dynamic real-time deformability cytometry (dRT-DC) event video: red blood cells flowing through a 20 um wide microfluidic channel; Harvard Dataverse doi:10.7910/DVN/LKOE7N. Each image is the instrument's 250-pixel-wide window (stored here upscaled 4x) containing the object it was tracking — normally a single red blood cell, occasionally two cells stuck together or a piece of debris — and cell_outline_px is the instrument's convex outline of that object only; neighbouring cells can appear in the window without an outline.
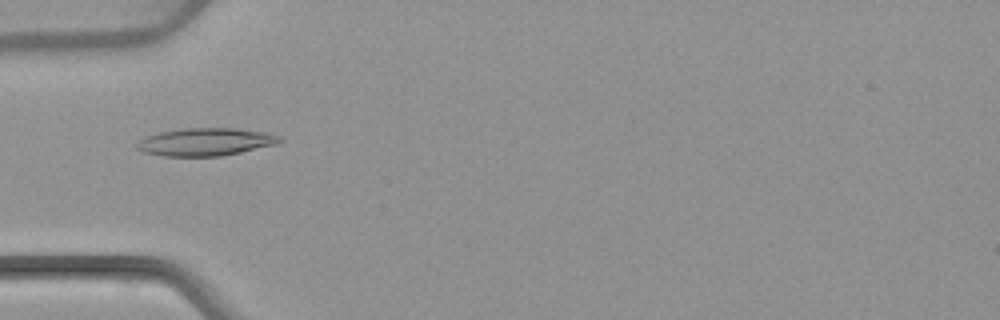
{"species": "common noctule bat (a hibernating species)", "species_latin": "Nyctalus noctula", "temperature_condition": "warm", "stored_images_in_passage": 4, "camera_frame_rate_fps": 3000, "um_per_image_px": 0.085, "animal": {"sex": "female", "body_mass_g": 22.7, "forearm_length_mm": 54.2}, "frame": {"image": 1, "passage_image": 4, "time_ms": 4.333, "image_size_px": [1000, 320], "cell_outline_px": [[284, 140], [276, 144], [240, 152], [220, 156], [164, 156], [144, 152], [136, 148], [136, 144], [144, 136], [160, 132], [184, 128], [232, 128], [268, 132], [280, 136]], "centroid_in_image_um": [17.47, 12.05], "position_along_channel_um": 67.5, "area_um2": 23.06}}